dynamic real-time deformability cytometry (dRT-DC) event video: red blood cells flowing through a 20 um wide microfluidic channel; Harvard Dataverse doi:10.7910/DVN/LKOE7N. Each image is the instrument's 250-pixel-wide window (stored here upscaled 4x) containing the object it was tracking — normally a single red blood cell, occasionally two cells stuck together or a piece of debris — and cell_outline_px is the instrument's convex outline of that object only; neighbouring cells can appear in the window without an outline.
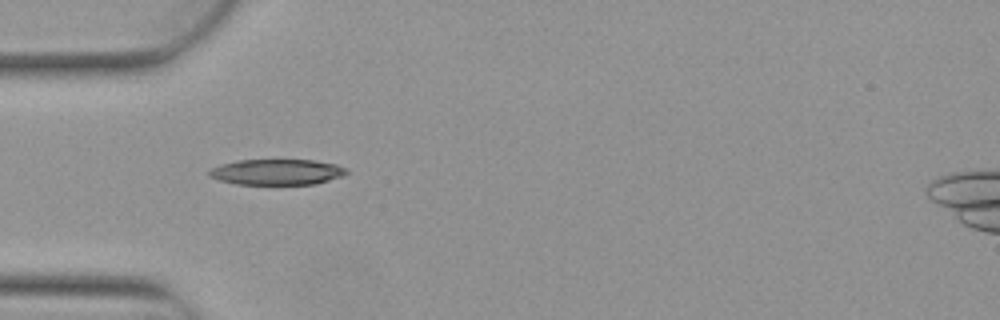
{"species": "Egyptian fruit bat (a non-hibernating species)", "species_latin": "Rousettus aegyptiacus", "temperature_condition": "warm", "stored_images_in_passage": 2, "camera_frame_rate_fps": 3000, "um_per_image_px": 0.085, "animal": {"sex": "female"}, "frame": {"image": 1, "passage_image": 1, "time_ms": 0.0, "image_size_px": [1000, 320], "cell_outline_px": [[348, 172], [344, 176], [316, 184], [236, 184], [220, 180], [208, 176], [208, 172], [212, 168], [220, 164], [236, 160], [312, 160], [336, 164], [348, 168]], "centroid_in_image_um": [23.56, 14.62], "position_along_channel_um": 61.4, "area_um2": 20.69}}
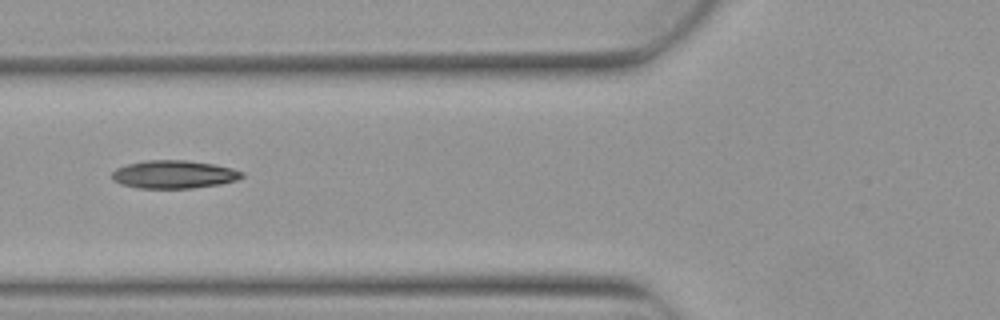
{"frame": {"image": 2, "passage_image": 2, "time_ms": 0.333, "image_size_px": [1000, 320], "cell_outline_px": [[244, 176], [236, 180], [220, 184], [192, 188], [140, 188], [120, 184], [112, 180], [112, 172], [116, 168], [128, 164], [144, 160], [188, 160], [212, 164], [232, 168], [244, 172]], "centroid_in_image_um": [14.77, 14.82], "position_along_channel_um": 111.0, "area_um2": 21.27}}